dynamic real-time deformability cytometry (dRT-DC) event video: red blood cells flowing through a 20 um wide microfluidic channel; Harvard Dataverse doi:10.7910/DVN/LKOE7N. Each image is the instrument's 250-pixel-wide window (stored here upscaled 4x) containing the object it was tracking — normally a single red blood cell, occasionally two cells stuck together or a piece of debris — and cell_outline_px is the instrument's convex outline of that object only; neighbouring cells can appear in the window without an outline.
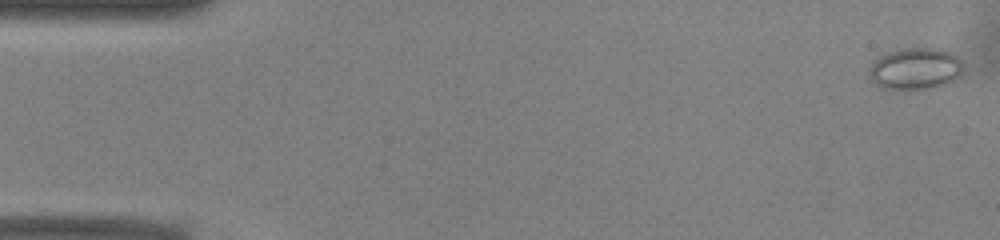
{"species": "common noctule bat (a hibernating species)", "species_latin": "Nyctalus noctula", "temperature_condition": "warm", "stored_images_in_passage": 52, "camera_frame_rate_fps": 3000, "um_per_image_px": 0.085, "animal": {"sex": "male", "body_mass_g": 13.0, "forearm_length_mm": 53.1}, "frame": {"image": 1, "passage_image": 1, "time_ms": 0.0, "image_size_px": [1000, 240], "cell_outline_px": [[964, 72], [960, 76], [944, 84], [932, 88], [904, 92], [880, 88], [872, 80], [868, 68], [880, 56], [888, 52], [904, 48], [936, 48], [948, 52], [956, 56], [964, 64]], "centroid_in_image_um": [77.8, 5.88], "position_along_channel_um": 7.2, "area_um2": 23.35}}
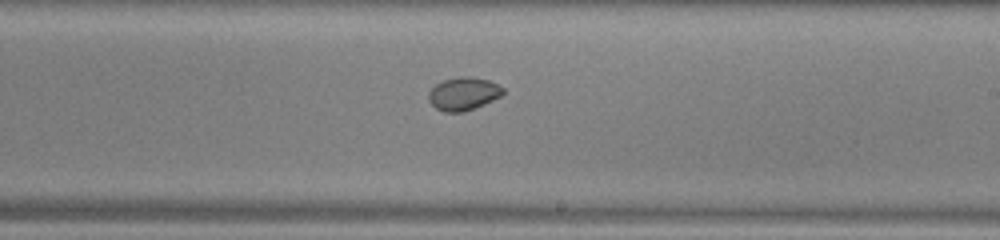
{"frame": {"image": 2, "passage_image": 30, "time_ms": 9.667, "image_size_px": [1000, 240], "cell_outline_px": [[504, 92], [500, 96], [484, 104], [464, 112], [444, 112], [436, 108], [428, 100], [428, 92], [436, 84], [444, 80], [460, 76], [472, 76], [488, 80], [504, 88]], "centroid_in_image_um": [39.38, 7.96], "position_along_channel_um": 249.6, "area_um2": 14.28}}
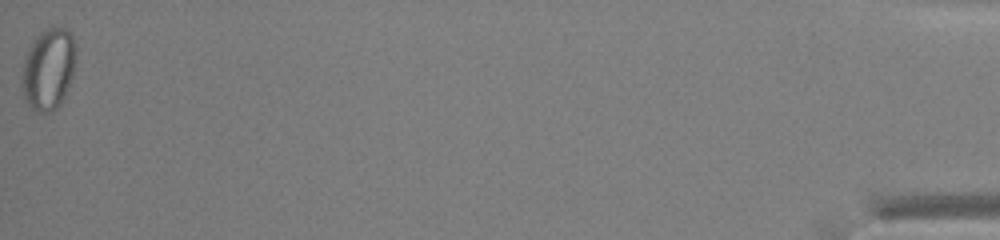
{"frame": {"image": 3, "passage_image": 52, "time_ms": 17.0, "image_size_px": [1000, 240], "cell_outline_px": [[76, 60], [72, 76], [64, 96], [60, 104], [52, 112], [36, 112], [24, 100], [24, 60], [28, 48], [36, 36], [40, 32], [52, 24], [56, 24], [64, 28], [72, 36], [76, 48]], "centroid_in_image_um": [4.15, 5.82], "position_along_channel_um": 431.0, "area_um2": 25.55}}